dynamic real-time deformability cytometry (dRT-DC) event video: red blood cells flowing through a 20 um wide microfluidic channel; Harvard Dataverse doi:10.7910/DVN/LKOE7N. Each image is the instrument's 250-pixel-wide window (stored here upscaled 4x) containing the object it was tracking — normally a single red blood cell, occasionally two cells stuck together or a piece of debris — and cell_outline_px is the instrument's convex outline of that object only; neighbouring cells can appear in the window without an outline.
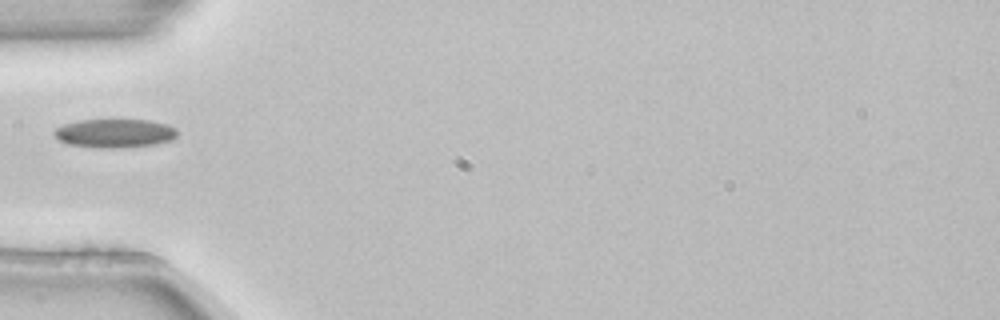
{"species": "common noctule bat (a hibernating species)", "species_latin": "Nyctalus noctula", "temperature_condition": "room temperature", "stored_images_in_passage": 5, "camera_frame_rate_fps": 3000, "um_per_image_px": 0.085, "animal": {"sex": "female", "body_mass_g": 22.7, "forearm_length_mm": 54.2}, "frame": {"image": 1, "passage_image": 5, "time_ms": 1.333, "image_size_px": [1000, 320], "cell_outline_px": [[176, 136], [172, 140], [156, 144], [116, 148], [100, 148], [68, 144], [60, 140], [52, 132], [56, 128], [64, 124], [80, 120], [148, 120], [168, 124], [176, 128]], "centroid_in_image_um": [9.76, 11.32], "position_along_channel_um": 75.2, "area_um2": 20.52}}